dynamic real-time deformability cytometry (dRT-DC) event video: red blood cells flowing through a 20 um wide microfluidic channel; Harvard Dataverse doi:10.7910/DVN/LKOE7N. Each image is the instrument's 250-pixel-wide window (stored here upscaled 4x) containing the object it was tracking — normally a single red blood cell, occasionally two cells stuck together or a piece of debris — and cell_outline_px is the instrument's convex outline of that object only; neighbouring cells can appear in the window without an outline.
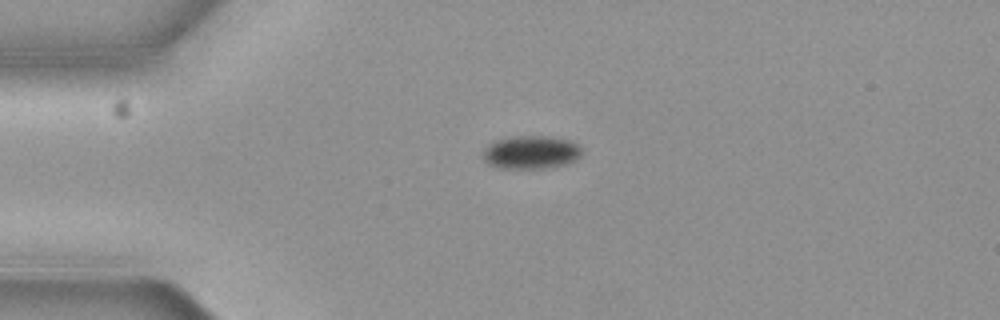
{"species": "common noctule bat (a hibernating species)", "species_latin": "Nyctalus noctula", "temperature_condition": "cold", "stored_images_in_passage": 2, "camera_frame_rate_fps": 3000, "um_per_image_px": 0.085, "animal": {"sex": "female", "body_mass_g": 19.3, "forearm_length_mm": 54.1}, "frame": {"image": 1, "passage_image": 1, "time_ms": 0.0, "image_size_px": [1000, 320], "cell_outline_px": [[580, 156], [572, 160], [560, 164], [540, 168], [500, 168], [488, 164], [484, 160], [484, 148], [488, 144], [496, 140], [520, 136], [544, 136], [568, 140], [576, 144], [580, 148]], "centroid_in_image_um": [45.06, 12.94], "position_along_channel_um": 39.9, "area_um2": 18.5}}